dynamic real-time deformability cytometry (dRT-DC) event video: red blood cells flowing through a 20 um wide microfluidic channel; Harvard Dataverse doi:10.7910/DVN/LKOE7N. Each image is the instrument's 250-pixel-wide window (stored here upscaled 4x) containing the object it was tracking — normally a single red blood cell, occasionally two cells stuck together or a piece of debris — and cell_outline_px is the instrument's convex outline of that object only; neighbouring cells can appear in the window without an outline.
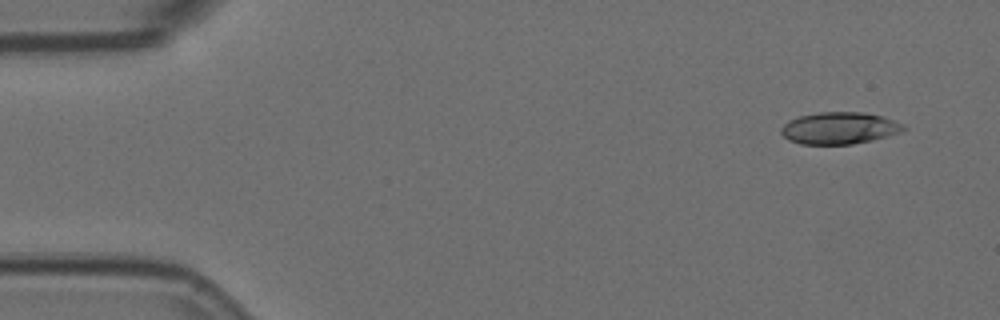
{"species": "Egyptian fruit bat (a non-hibernating species)", "species_latin": "Rousettus aegyptiacus", "temperature_condition": "room temperature", "stored_images_in_passage": 6, "camera_frame_rate_fps": 3000, "um_per_image_px": 0.085, "animal": {"sex": "female"}, "frame": {"image": 1, "passage_image": 1, "time_ms": 0.0, "image_size_px": [1000, 320], "cell_outline_px": [[908, 128], [900, 132], [872, 140], [852, 144], [800, 144], [788, 140], [780, 132], [780, 128], [788, 120], [800, 116], [820, 112], [864, 112], [884, 116], [904, 124]], "centroid_in_image_um": [71.35, 10.88], "position_along_channel_um": 13.6, "area_um2": 22.89}}
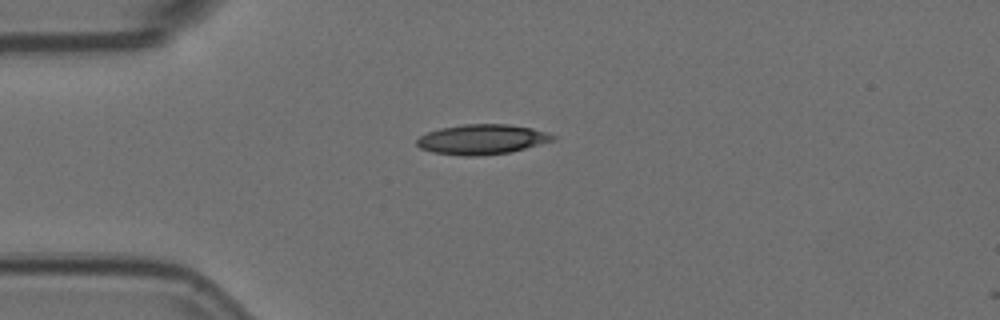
{"frame": {"image": 2, "passage_image": 4, "time_ms": 1.0, "image_size_px": [1000, 320], "cell_outline_px": [[556, 140], [512, 152], [476, 156], [464, 156], [432, 152], [420, 148], [416, 144], [416, 140], [420, 136], [428, 132], [440, 128], [464, 124], [508, 124], [532, 128], [556, 136]], "centroid_in_image_um": [40.97, 11.85], "position_along_channel_um": 44.0, "area_um2": 23.81}}
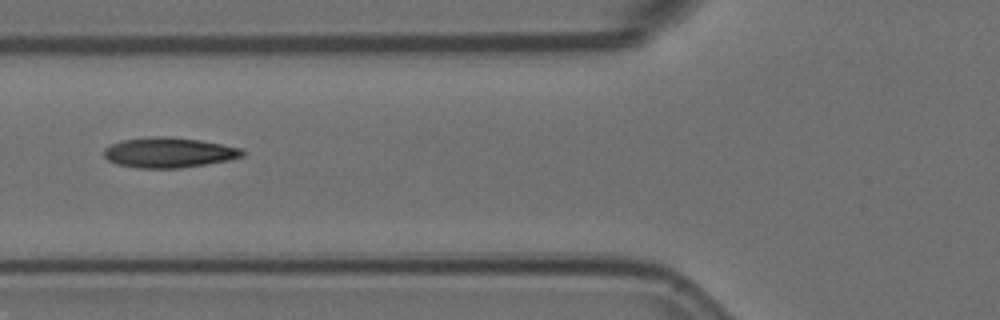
{"frame": {"image": 3, "passage_image": 6, "time_ms": 1.667, "image_size_px": [1000, 320], "cell_outline_px": [[244, 156], [228, 160], [180, 168], [136, 168], [116, 164], [108, 160], [104, 156], [104, 148], [112, 144], [124, 140], [156, 136], [160, 136], [200, 140], [240, 148], [244, 152]], "centroid_in_image_um": [14.32, 12.98], "position_along_channel_um": 111.5, "area_um2": 24.04}}